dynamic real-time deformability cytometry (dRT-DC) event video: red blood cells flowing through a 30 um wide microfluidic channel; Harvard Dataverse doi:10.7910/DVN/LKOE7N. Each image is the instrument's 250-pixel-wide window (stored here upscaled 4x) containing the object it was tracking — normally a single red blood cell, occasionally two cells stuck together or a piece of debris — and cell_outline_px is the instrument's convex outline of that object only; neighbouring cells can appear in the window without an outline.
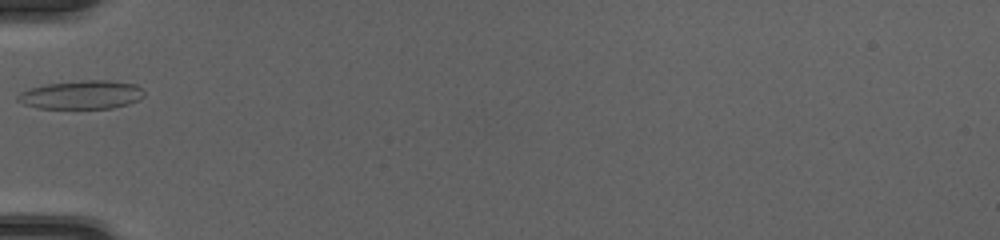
{"species": "common noctule bat (a hibernating species)", "species_latin": "Nyctalus noctula", "temperature_condition": "cold", "stored_images_in_passage": 6, "camera_frame_rate_fps": 3000, "um_per_image_px": 0.085, "animal": {"sex": "female", "body_mass_g": 20.0, "forearm_length_mm": 54.0}, "frame": {"image": 1, "passage_image": 1, "time_ms": 0.0, "image_size_px": [1000, 240], "cell_outline_px": [[144, 96], [140, 100], [128, 104], [112, 108], [40, 108], [24, 104], [16, 100], [16, 96], [20, 92], [32, 88], [48, 84], [84, 80], [108, 80], [136, 84], [144, 92]], "centroid_in_image_um": [6.96, 8.06], "position_along_channel_um": 78.0, "area_um2": 20.92}}